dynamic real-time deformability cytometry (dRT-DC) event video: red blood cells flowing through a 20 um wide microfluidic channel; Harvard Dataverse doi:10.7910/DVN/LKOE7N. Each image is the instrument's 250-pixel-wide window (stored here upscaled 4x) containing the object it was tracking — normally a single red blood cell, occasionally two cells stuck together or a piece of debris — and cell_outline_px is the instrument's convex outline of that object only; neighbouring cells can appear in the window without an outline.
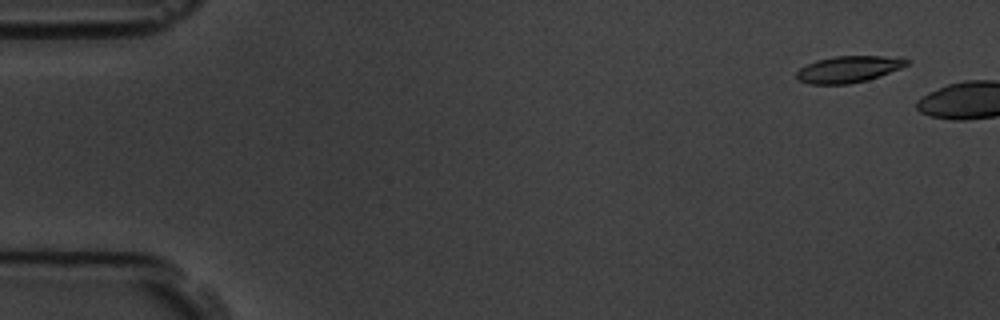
{"species": "common noctule bat (a hibernating species)", "species_latin": "Nyctalus noctula", "temperature_condition": "room temperature", "stored_images_in_passage": 2, "camera_frame_rate_fps": 3000, "um_per_image_px": 0.085, "animal": {"sex": "male", "body_mass_g": 19.5, "forearm_length_mm": 54.6}, "frame": {"image": 1, "passage_image": 1, "time_ms": 0.0, "image_size_px": [1000, 320], "cell_outline_px": [[908, 64], [900, 68], [880, 76], [868, 80], [848, 84], [808, 84], [796, 80], [796, 72], [800, 68], [816, 60], [836, 56], [884, 56], [908, 60]], "centroid_in_image_um": [72.06, 5.9], "position_along_channel_um": 12.9, "area_um2": 16.94}}